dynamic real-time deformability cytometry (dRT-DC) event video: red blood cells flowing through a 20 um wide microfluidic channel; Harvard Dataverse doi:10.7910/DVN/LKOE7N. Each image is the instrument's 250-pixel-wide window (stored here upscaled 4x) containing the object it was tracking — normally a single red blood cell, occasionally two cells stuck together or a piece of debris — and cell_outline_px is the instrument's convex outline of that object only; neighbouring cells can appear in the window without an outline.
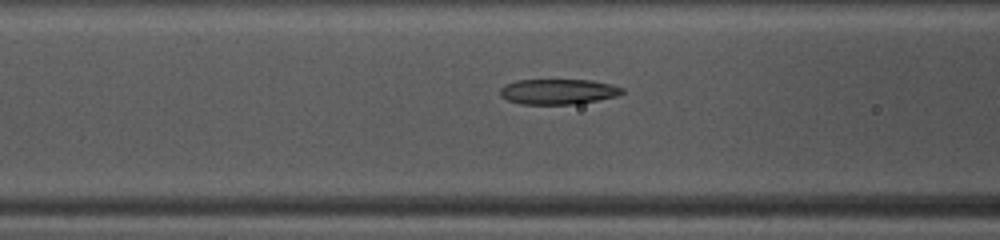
{"species": "common noctule bat (a hibernating species)", "species_latin": "Nyctalus noctula", "temperature_condition": "warm", "stored_images_in_passage": 46, "camera_frame_rate_fps": 3000, "um_per_image_px": 0.085, "animal": {"sex": "female", "body_mass_g": 10.0, "forearm_length_mm": 53.1}, "frame": {"image": 1, "passage_image": 16, "time_ms": 5.0, "image_size_px": [1000, 240], "cell_outline_px": [[624, 92], [616, 96], [576, 104], [520, 104], [508, 100], [500, 96], [500, 88], [504, 84], [516, 80], [592, 80], [612, 84], [624, 88]], "centroid_in_image_um": [47.42, 7.78], "position_along_channel_um": 119.2, "area_um2": 18.09}}
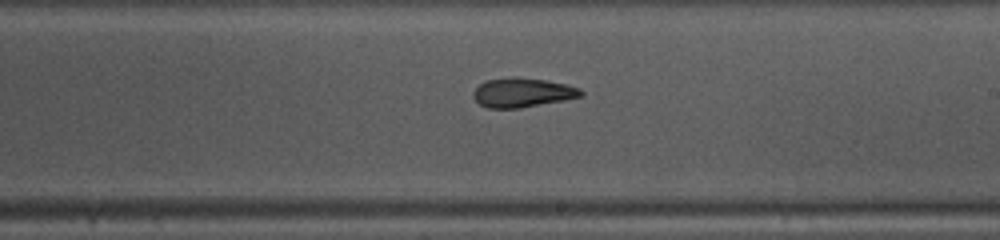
{"frame": {"image": 2, "passage_image": 25, "time_ms": 8.0, "image_size_px": [1000, 240], "cell_outline_px": [[584, 96], [564, 100], [520, 108], [488, 108], [480, 104], [472, 96], [472, 92], [484, 80], [512, 76], [516, 76], [544, 80], [568, 84], [580, 88], [584, 92]], "centroid_in_image_um": [44.41, 7.85], "position_along_channel_um": 244.6, "area_um2": 18.61}}
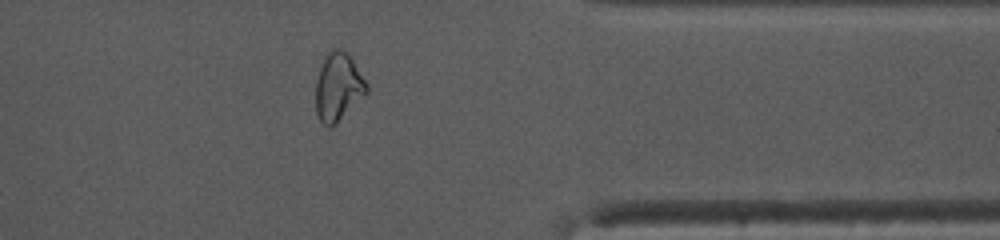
{"frame": {"image": 3, "passage_image": 36, "time_ms": 11.667, "image_size_px": [1000, 240], "cell_outline_px": [[368, 92], [332, 128], [328, 128], [320, 120], [316, 112], [316, 80], [324, 56], [332, 48], [340, 48], [348, 52], [368, 84]], "centroid_in_image_um": [28.75, 7.38], "position_along_channel_um": 382.7, "area_um2": 20.4}, "authors_computed_cell_mechanics": {"area_um2": 19.652, "velocity_mm_per_s": 4.1768, "shape_relaxation_time_tau1_ms": 7.3925, "shape_relaxation_time_tau2_ms": 4.2057, "deformation_change_tau1": 0.2084, "deformation_change_tau2": 0.128}}